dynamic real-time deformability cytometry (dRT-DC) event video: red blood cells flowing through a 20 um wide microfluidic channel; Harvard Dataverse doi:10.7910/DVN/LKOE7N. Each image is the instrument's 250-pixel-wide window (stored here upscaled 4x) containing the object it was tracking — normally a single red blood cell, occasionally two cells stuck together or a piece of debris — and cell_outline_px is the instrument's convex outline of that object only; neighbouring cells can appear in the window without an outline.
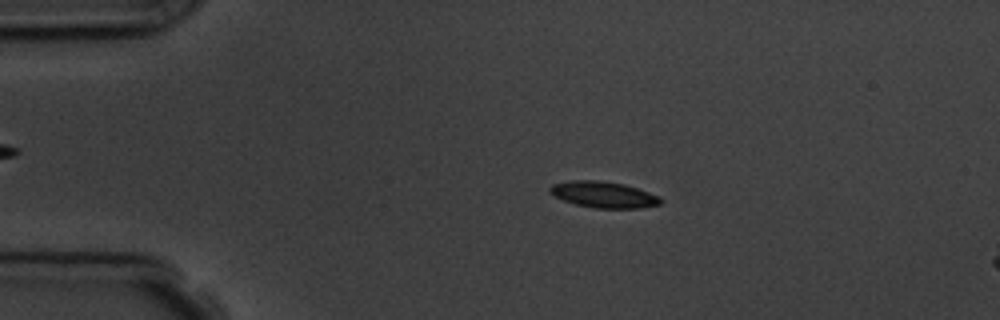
{"species": "common noctule bat (a hibernating species)", "species_latin": "Nyctalus noctula", "temperature_condition": "room temperature", "stored_images_in_passage": 4, "camera_frame_rate_fps": 3000, "um_per_image_px": 0.085, "animal": {"sex": "male", "body_mass_g": 19.5, "forearm_length_mm": 54.6}, "frame": {"image": 1, "passage_image": 2, "time_ms": 1.0, "image_size_px": [1000, 320], "cell_outline_px": [[664, 200], [660, 204], [640, 208], [596, 208], [576, 204], [564, 200], [548, 192], [548, 188], [552, 184], [572, 180], [596, 180], [624, 184], [660, 196]], "centroid_in_image_um": [51.31, 16.54], "position_along_channel_um": 33.7, "area_um2": 16.82}}